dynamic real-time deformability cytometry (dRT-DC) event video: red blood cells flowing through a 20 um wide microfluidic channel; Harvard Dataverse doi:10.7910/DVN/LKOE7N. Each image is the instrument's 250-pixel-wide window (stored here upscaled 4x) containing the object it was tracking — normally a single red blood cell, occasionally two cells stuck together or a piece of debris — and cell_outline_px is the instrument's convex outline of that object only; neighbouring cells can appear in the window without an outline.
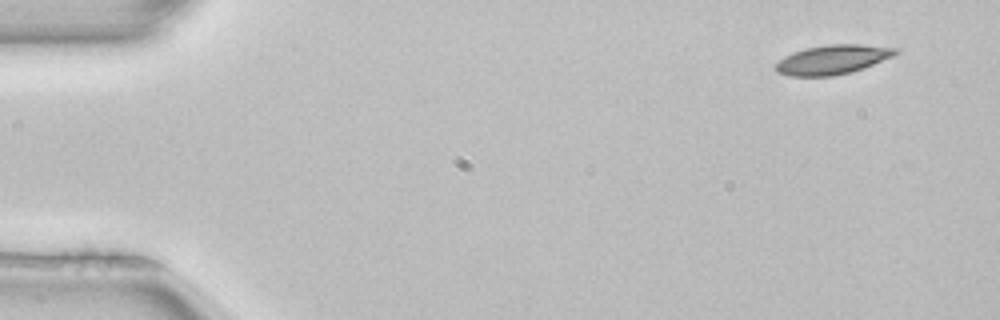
{"species": "common noctule bat (a hibernating species)", "species_latin": "Nyctalus noctula", "temperature_condition": "room temperature", "stored_images_in_passage": 12, "camera_frame_rate_fps": 3000, "um_per_image_px": 0.085, "animal": {"sex": "female", "body_mass_g": 22.7, "forearm_length_mm": 54.2}, "frame": {"image": 1, "passage_image": 1, "time_ms": 0.0, "image_size_px": [1000, 320], "cell_outline_px": [[900, 52], [892, 56], [864, 68], [832, 76], [788, 76], [776, 72], [776, 64], [784, 56], [792, 52], [804, 48], [828, 44], [856, 44], [900, 48]], "centroid_in_image_um": [70.76, 5.06], "position_along_channel_um": 14.2, "area_um2": 20.46}}